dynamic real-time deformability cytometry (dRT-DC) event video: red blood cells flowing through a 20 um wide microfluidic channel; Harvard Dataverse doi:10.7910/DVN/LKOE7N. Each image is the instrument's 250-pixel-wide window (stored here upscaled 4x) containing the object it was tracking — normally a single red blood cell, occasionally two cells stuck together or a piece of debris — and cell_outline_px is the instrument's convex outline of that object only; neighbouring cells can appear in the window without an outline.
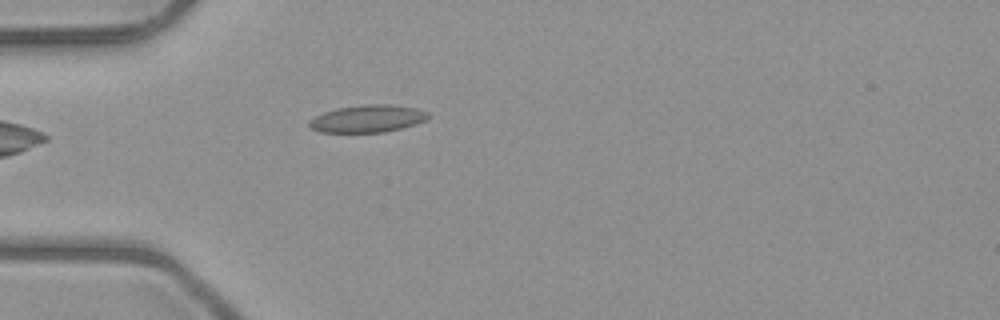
{"species": "common noctule bat (a hibernating species)", "species_latin": "Nyctalus noctula", "temperature_condition": "room temperature", "stored_images_in_passage": 2, "camera_frame_rate_fps": 3000, "um_per_image_px": 0.085, "animal": {"sex": "male", "body_mass_g": 23.1, "forearm_length_mm": 52.7}, "frame": {"image": 1, "passage_image": 2, "time_ms": 1.333, "image_size_px": [1000, 320], "cell_outline_px": [[432, 116], [428, 120], [416, 124], [384, 132], [320, 132], [308, 128], [308, 120], [324, 112], [336, 108], [364, 104], [388, 104], [416, 108], [428, 112]], "centroid_in_image_um": [31.25, 10.08], "position_along_channel_um": 53.7, "area_um2": 19.19}}